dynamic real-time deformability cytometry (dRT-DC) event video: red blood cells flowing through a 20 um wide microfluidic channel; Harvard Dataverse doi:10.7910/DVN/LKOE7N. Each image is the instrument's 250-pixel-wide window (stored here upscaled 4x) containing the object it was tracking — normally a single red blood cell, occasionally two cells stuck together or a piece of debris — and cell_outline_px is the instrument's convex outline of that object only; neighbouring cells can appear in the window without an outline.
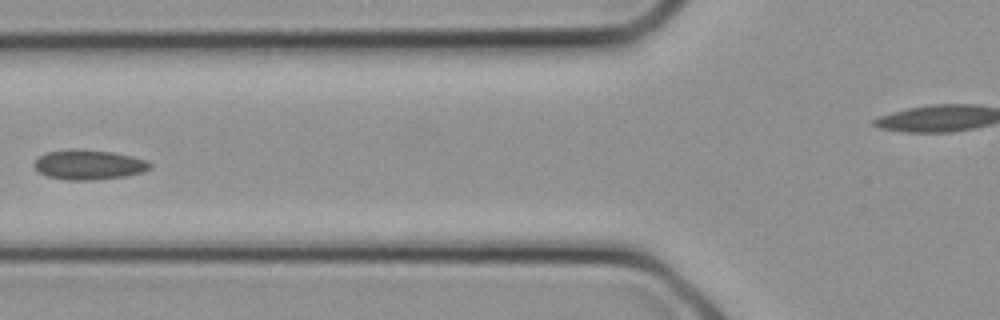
{"species": "common noctule bat (a hibernating species)", "species_latin": "Nyctalus noctula", "temperature_condition": "cold", "stored_images_in_passage": 15, "camera_frame_rate_fps": 3000, "um_per_image_px": 0.085, "animal": {"sex": "female", "body_mass_g": 21.9}, "frame": {"image": 1, "passage_image": 11, "time_ms": 3.333, "image_size_px": [1000, 320], "cell_outline_px": [[152, 168], [144, 172], [124, 176], [96, 180], [68, 180], [48, 176], [40, 172], [32, 164], [44, 152], [72, 148], [76, 148], [112, 152], [132, 156], [148, 160], [152, 164]], "centroid_in_image_um": [7.57, 13.99], "position_along_channel_um": 118.2, "area_um2": 20.35}}
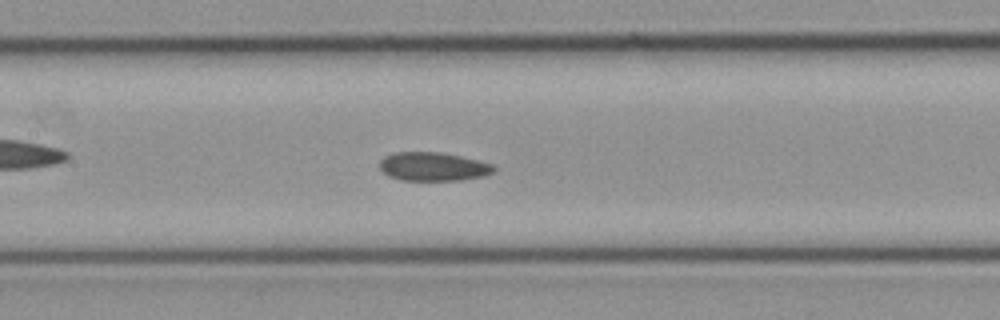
{"frame": {"image": 2, "passage_image": 13, "time_ms": 4.0, "image_size_px": [1000, 320], "cell_outline_px": [[496, 168], [492, 172], [484, 176], [460, 180], [400, 180], [388, 176], [380, 168], [380, 160], [384, 156], [392, 152], [440, 152], [460, 156], [492, 164]], "centroid_in_image_um": [36.78, 14.16], "position_along_channel_um": 170.6, "area_um2": 19.02}}
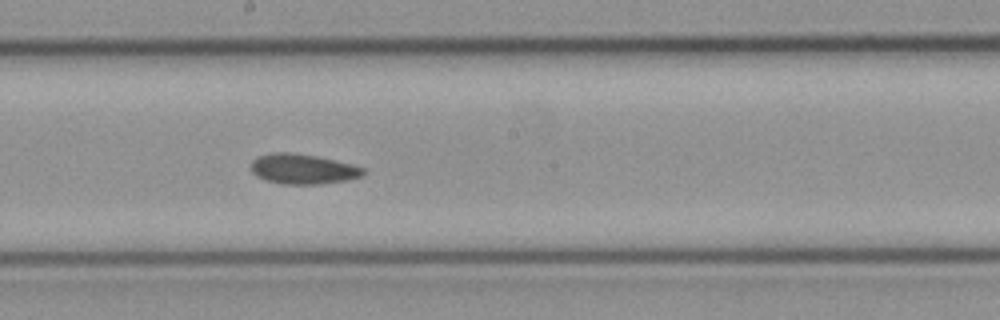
{"frame": {"image": 3, "passage_image": 15, "time_ms": 4.667, "image_size_px": [1000, 320], "cell_outline_px": [[364, 172], [360, 176], [348, 180], [320, 184], [284, 184], [268, 180], [256, 176], [252, 172], [252, 160], [256, 156], [272, 152], [292, 152], [316, 156], [352, 164], [364, 168]], "centroid_in_image_um": [25.72, 14.35], "position_along_channel_um": 222.5, "area_um2": 19.59}}